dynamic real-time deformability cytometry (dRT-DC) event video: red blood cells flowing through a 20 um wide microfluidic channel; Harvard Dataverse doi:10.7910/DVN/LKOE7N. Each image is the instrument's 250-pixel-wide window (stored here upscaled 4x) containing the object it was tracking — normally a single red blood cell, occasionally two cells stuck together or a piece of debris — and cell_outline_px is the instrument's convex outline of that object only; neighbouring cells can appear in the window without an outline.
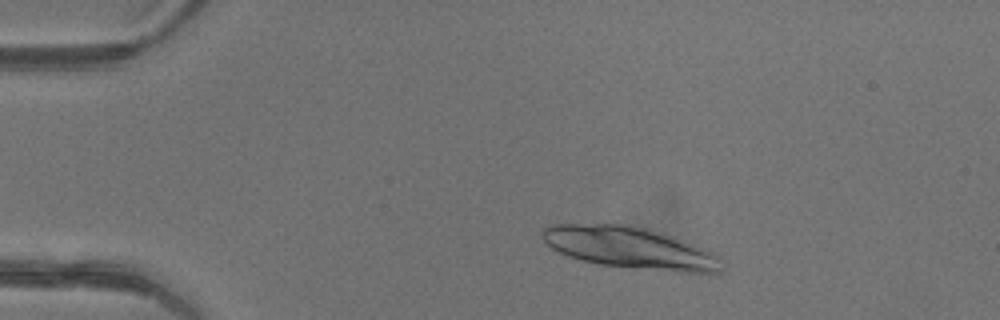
{"species": "common noctule bat (a hibernating species)", "species_latin": "Nyctalus noctula", "temperature_condition": "warm", "stored_images_in_passage": 42, "segment_of_instrument_passage": [1, 2], "camera_frame_rate_fps": 3000, "um_per_image_px": 0.085, "animal": {"sex": "female"}, "frame": {"image": 1, "passage_image": 5, "time_ms": 1.333, "image_size_px": [1000, 320], "cell_outline_px": [[724, 268], [720, 272], [672, 272], [632, 268], [600, 264], [580, 260], [568, 256], [552, 248], [544, 240], [544, 228], [552, 224], [620, 224], [644, 228], [672, 236], [704, 248], [720, 256]], "centroid_in_image_um": [53.59, 21.08], "position_along_channel_um": 31.4, "area_um2": 43.23}}